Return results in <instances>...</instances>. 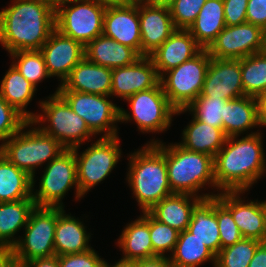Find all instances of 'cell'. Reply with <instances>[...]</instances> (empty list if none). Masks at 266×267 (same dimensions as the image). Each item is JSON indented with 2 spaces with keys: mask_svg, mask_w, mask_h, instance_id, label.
Wrapping results in <instances>:
<instances>
[{
  "mask_svg": "<svg viewBox=\"0 0 266 267\" xmlns=\"http://www.w3.org/2000/svg\"><path fill=\"white\" fill-rule=\"evenodd\" d=\"M237 137H227L214 157V177L220 192L249 190L266 172L260 132H251L241 139Z\"/></svg>",
  "mask_w": 266,
  "mask_h": 267,
  "instance_id": "obj_1",
  "label": "cell"
},
{
  "mask_svg": "<svg viewBox=\"0 0 266 267\" xmlns=\"http://www.w3.org/2000/svg\"><path fill=\"white\" fill-rule=\"evenodd\" d=\"M55 29V10L40 0H14L0 11V44L9 53L40 50Z\"/></svg>",
  "mask_w": 266,
  "mask_h": 267,
  "instance_id": "obj_2",
  "label": "cell"
},
{
  "mask_svg": "<svg viewBox=\"0 0 266 267\" xmlns=\"http://www.w3.org/2000/svg\"><path fill=\"white\" fill-rule=\"evenodd\" d=\"M151 141L128 159L127 181L142 212H148L173 194L167 175L166 145L159 140Z\"/></svg>",
  "mask_w": 266,
  "mask_h": 267,
  "instance_id": "obj_3",
  "label": "cell"
},
{
  "mask_svg": "<svg viewBox=\"0 0 266 267\" xmlns=\"http://www.w3.org/2000/svg\"><path fill=\"white\" fill-rule=\"evenodd\" d=\"M166 167L173 193L199 196L202 199L216 196L213 193L197 195L207 184L216 188L214 157L190 151L178 143L170 144L166 146Z\"/></svg>",
  "mask_w": 266,
  "mask_h": 267,
  "instance_id": "obj_4",
  "label": "cell"
},
{
  "mask_svg": "<svg viewBox=\"0 0 266 267\" xmlns=\"http://www.w3.org/2000/svg\"><path fill=\"white\" fill-rule=\"evenodd\" d=\"M33 123L28 121L20 131L0 145V153L20 170L32 177L35 182V169L43 163L48 164L57 158L66 148L54 137L44 133L38 127L23 132Z\"/></svg>",
  "mask_w": 266,
  "mask_h": 267,
  "instance_id": "obj_5",
  "label": "cell"
},
{
  "mask_svg": "<svg viewBox=\"0 0 266 267\" xmlns=\"http://www.w3.org/2000/svg\"><path fill=\"white\" fill-rule=\"evenodd\" d=\"M48 98V101L40 102V109L45 115L36 114L30 120L34 125L43 121L50 123L46 127L38 126L41 131L57 139L66 149L80 147V144L95 135L57 90Z\"/></svg>",
  "mask_w": 266,
  "mask_h": 267,
  "instance_id": "obj_6",
  "label": "cell"
},
{
  "mask_svg": "<svg viewBox=\"0 0 266 267\" xmlns=\"http://www.w3.org/2000/svg\"><path fill=\"white\" fill-rule=\"evenodd\" d=\"M210 60L207 49H202L160 77L163 91L176 111L186 109L201 94Z\"/></svg>",
  "mask_w": 266,
  "mask_h": 267,
  "instance_id": "obj_7",
  "label": "cell"
},
{
  "mask_svg": "<svg viewBox=\"0 0 266 267\" xmlns=\"http://www.w3.org/2000/svg\"><path fill=\"white\" fill-rule=\"evenodd\" d=\"M69 3H74L70 7ZM55 10V29L84 47L103 33L106 3L98 0H71Z\"/></svg>",
  "mask_w": 266,
  "mask_h": 267,
  "instance_id": "obj_8",
  "label": "cell"
},
{
  "mask_svg": "<svg viewBox=\"0 0 266 267\" xmlns=\"http://www.w3.org/2000/svg\"><path fill=\"white\" fill-rule=\"evenodd\" d=\"M58 207H37L31 211L24 238L13 246L14 262L23 263L55 255L54 235Z\"/></svg>",
  "mask_w": 266,
  "mask_h": 267,
  "instance_id": "obj_9",
  "label": "cell"
},
{
  "mask_svg": "<svg viewBox=\"0 0 266 267\" xmlns=\"http://www.w3.org/2000/svg\"><path fill=\"white\" fill-rule=\"evenodd\" d=\"M119 143L118 136L101 137L80 155L79 147L72 149L77 164L78 190L82 197L103 181L119 162L122 155Z\"/></svg>",
  "mask_w": 266,
  "mask_h": 267,
  "instance_id": "obj_10",
  "label": "cell"
},
{
  "mask_svg": "<svg viewBox=\"0 0 266 267\" xmlns=\"http://www.w3.org/2000/svg\"><path fill=\"white\" fill-rule=\"evenodd\" d=\"M130 112L120 108V122L134 120L141 132H163L171 124L176 110L170 105L161 83L156 87L140 91L126 99Z\"/></svg>",
  "mask_w": 266,
  "mask_h": 267,
  "instance_id": "obj_11",
  "label": "cell"
},
{
  "mask_svg": "<svg viewBox=\"0 0 266 267\" xmlns=\"http://www.w3.org/2000/svg\"><path fill=\"white\" fill-rule=\"evenodd\" d=\"M39 184V189L32 192V198L37 207L63 208L62 199L66 192L74 186L76 187L75 198H82L78 190L77 164L74 151L66 149L47 164Z\"/></svg>",
  "mask_w": 266,
  "mask_h": 267,
  "instance_id": "obj_12",
  "label": "cell"
},
{
  "mask_svg": "<svg viewBox=\"0 0 266 267\" xmlns=\"http://www.w3.org/2000/svg\"><path fill=\"white\" fill-rule=\"evenodd\" d=\"M94 133H104L101 137H116L120 122V107L105 95L81 93L77 91H57Z\"/></svg>",
  "mask_w": 266,
  "mask_h": 267,
  "instance_id": "obj_13",
  "label": "cell"
},
{
  "mask_svg": "<svg viewBox=\"0 0 266 267\" xmlns=\"http://www.w3.org/2000/svg\"><path fill=\"white\" fill-rule=\"evenodd\" d=\"M266 50V31L249 22L225 26L207 48L216 59H241Z\"/></svg>",
  "mask_w": 266,
  "mask_h": 267,
  "instance_id": "obj_14",
  "label": "cell"
},
{
  "mask_svg": "<svg viewBox=\"0 0 266 267\" xmlns=\"http://www.w3.org/2000/svg\"><path fill=\"white\" fill-rule=\"evenodd\" d=\"M102 34L131 47L141 56L138 0L128 4H107Z\"/></svg>",
  "mask_w": 266,
  "mask_h": 267,
  "instance_id": "obj_15",
  "label": "cell"
},
{
  "mask_svg": "<svg viewBox=\"0 0 266 267\" xmlns=\"http://www.w3.org/2000/svg\"><path fill=\"white\" fill-rule=\"evenodd\" d=\"M141 56H150L176 30L169 6L138 0Z\"/></svg>",
  "mask_w": 266,
  "mask_h": 267,
  "instance_id": "obj_16",
  "label": "cell"
},
{
  "mask_svg": "<svg viewBox=\"0 0 266 267\" xmlns=\"http://www.w3.org/2000/svg\"><path fill=\"white\" fill-rule=\"evenodd\" d=\"M85 47L71 37L54 29L41 47L46 69L50 77L57 76L61 84L69 77L72 69L85 57Z\"/></svg>",
  "mask_w": 266,
  "mask_h": 267,
  "instance_id": "obj_17",
  "label": "cell"
},
{
  "mask_svg": "<svg viewBox=\"0 0 266 267\" xmlns=\"http://www.w3.org/2000/svg\"><path fill=\"white\" fill-rule=\"evenodd\" d=\"M201 95L227 101L246 96L241 79V59L211 57Z\"/></svg>",
  "mask_w": 266,
  "mask_h": 267,
  "instance_id": "obj_18",
  "label": "cell"
},
{
  "mask_svg": "<svg viewBox=\"0 0 266 267\" xmlns=\"http://www.w3.org/2000/svg\"><path fill=\"white\" fill-rule=\"evenodd\" d=\"M111 95L128 99L137 92L156 87L160 77L150 56H141L133 64L112 69Z\"/></svg>",
  "mask_w": 266,
  "mask_h": 267,
  "instance_id": "obj_19",
  "label": "cell"
},
{
  "mask_svg": "<svg viewBox=\"0 0 266 267\" xmlns=\"http://www.w3.org/2000/svg\"><path fill=\"white\" fill-rule=\"evenodd\" d=\"M245 191H223L216 198L231 212L243 238L266 242V224L261 202L244 203L240 194Z\"/></svg>",
  "mask_w": 266,
  "mask_h": 267,
  "instance_id": "obj_20",
  "label": "cell"
},
{
  "mask_svg": "<svg viewBox=\"0 0 266 267\" xmlns=\"http://www.w3.org/2000/svg\"><path fill=\"white\" fill-rule=\"evenodd\" d=\"M203 48L187 29H176L151 55L159 77L193 58Z\"/></svg>",
  "mask_w": 266,
  "mask_h": 267,
  "instance_id": "obj_21",
  "label": "cell"
},
{
  "mask_svg": "<svg viewBox=\"0 0 266 267\" xmlns=\"http://www.w3.org/2000/svg\"><path fill=\"white\" fill-rule=\"evenodd\" d=\"M112 69L88 61L85 57L72 69L57 91H77L110 96Z\"/></svg>",
  "mask_w": 266,
  "mask_h": 267,
  "instance_id": "obj_22",
  "label": "cell"
},
{
  "mask_svg": "<svg viewBox=\"0 0 266 267\" xmlns=\"http://www.w3.org/2000/svg\"><path fill=\"white\" fill-rule=\"evenodd\" d=\"M201 200L199 196L173 193L154 205L148 213L160 223L182 232L189 226L192 211Z\"/></svg>",
  "mask_w": 266,
  "mask_h": 267,
  "instance_id": "obj_23",
  "label": "cell"
},
{
  "mask_svg": "<svg viewBox=\"0 0 266 267\" xmlns=\"http://www.w3.org/2000/svg\"><path fill=\"white\" fill-rule=\"evenodd\" d=\"M84 51L88 61L110 69L131 65L141 57L131 47L103 34L90 41Z\"/></svg>",
  "mask_w": 266,
  "mask_h": 267,
  "instance_id": "obj_24",
  "label": "cell"
},
{
  "mask_svg": "<svg viewBox=\"0 0 266 267\" xmlns=\"http://www.w3.org/2000/svg\"><path fill=\"white\" fill-rule=\"evenodd\" d=\"M90 233L86 232L83 222L65 214L64 207H58V219L55 227V255L83 253L92 247L88 245Z\"/></svg>",
  "mask_w": 266,
  "mask_h": 267,
  "instance_id": "obj_25",
  "label": "cell"
},
{
  "mask_svg": "<svg viewBox=\"0 0 266 267\" xmlns=\"http://www.w3.org/2000/svg\"><path fill=\"white\" fill-rule=\"evenodd\" d=\"M223 131L227 137L260 126L259 100L253 96H241L227 101L224 105Z\"/></svg>",
  "mask_w": 266,
  "mask_h": 267,
  "instance_id": "obj_26",
  "label": "cell"
},
{
  "mask_svg": "<svg viewBox=\"0 0 266 267\" xmlns=\"http://www.w3.org/2000/svg\"><path fill=\"white\" fill-rule=\"evenodd\" d=\"M187 230L215 255L219 253L221 243L216 217V197L202 199L195 206Z\"/></svg>",
  "mask_w": 266,
  "mask_h": 267,
  "instance_id": "obj_27",
  "label": "cell"
},
{
  "mask_svg": "<svg viewBox=\"0 0 266 267\" xmlns=\"http://www.w3.org/2000/svg\"><path fill=\"white\" fill-rule=\"evenodd\" d=\"M127 224L118 239V246L122 249L125 260H137L158 256L153 251L149 232V213Z\"/></svg>",
  "mask_w": 266,
  "mask_h": 267,
  "instance_id": "obj_28",
  "label": "cell"
},
{
  "mask_svg": "<svg viewBox=\"0 0 266 267\" xmlns=\"http://www.w3.org/2000/svg\"><path fill=\"white\" fill-rule=\"evenodd\" d=\"M183 141L180 146L215 157L224 146L227 139L221 128L213 127L197 120L194 116L189 125L183 130Z\"/></svg>",
  "mask_w": 266,
  "mask_h": 267,
  "instance_id": "obj_29",
  "label": "cell"
},
{
  "mask_svg": "<svg viewBox=\"0 0 266 267\" xmlns=\"http://www.w3.org/2000/svg\"><path fill=\"white\" fill-rule=\"evenodd\" d=\"M225 26L223 0H207L187 30L203 49H207Z\"/></svg>",
  "mask_w": 266,
  "mask_h": 267,
  "instance_id": "obj_30",
  "label": "cell"
},
{
  "mask_svg": "<svg viewBox=\"0 0 266 267\" xmlns=\"http://www.w3.org/2000/svg\"><path fill=\"white\" fill-rule=\"evenodd\" d=\"M32 177L0 153V203L32 198Z\"/></svg>",
  "mask_w": 266,
  "mask_h": 267,
  "instance_id": "obj_31",
  "label": "cell"
},
{
  "mask_svg": "<svg viewBox=\"0 0 266 267\" xmlns=\"http://www.w3.org/2000/svg\"><path fill=\"white\" fill-rule=\"evenodd\" d=\"M37 88L29 82L13 65L6 72L0 85V95L3 99L29 121L35 116L34 113L26 110V106L32 101Z\"/></svg>",
  "mask_w": 266,
  "mask_h": 267,
  "instance_id": "obj_32",
  "label": "cell"
},
{
  "mask_svg": "<svg viewBox=\"0 0 266 267\" xmlns=\"http://www.w3.org/2000/svg\"><path fill=\"white\" fill-rule=\"evenodd\" d=\"M35 208L33 198L0 203V243L13 247L17 240L13 236L25 227L31 211Z\"/></svg>",
  "mask_w": 266,
  "mask_h": 267,
  "instance_id": "obj_33",
  "label": "cell"
},
{
  "mask_svg": "<svg viewBox=\"0 0 266 267\" xmlns=\"http://www.w3.org/2000/svg\"><path fill=\"white\" fill-rule=\"evenodd\" d=\"M170 261L173 267H198L206 261L216 264V255L187 229L180 232Z\"/></svg>",
  "mask_w": 266,
  "mask_h": 267,
  "instance_id": "obj_34",
  "label": "cell"
},
{
  "mask_svg": "<svg viewBox=\"0 0 266 267\" xmlns=\"http://www.w3.org/2000/svg\"><path fill=\"white\" fill-rule=\"evenodd\" d=\"M241 79L246 96L266 93V50L241 58Z\"/></svg>",
  "mask_w": 266,
  "mask_h": 267,
  "instance_id": "obj_35",
  "label": "cell"
},
{
  "mask_svg": "<svg viewBox=\"0 0 266 267\" xmlns=\"http://www.w3.org/2000/svg\"><path fill=\"white\" fill-rule=\"evenodd\" d=\"M226 102L221 97L208 98L200 94L186 109L178 110L175 114L189 111L197 120L223 130L222 117Z\"/></svg>",
  "mask_w": 266,
  "mask_h": 267,
  "instance_id": "obj_36",
  "label": "cell"
},
{
  "mask_svg": "<svg viewBox=\"0 0 266 267\" xmlns=\"http://www.w3.org/2000/svg\"><path fill=\"white\" fill-rule=\"evenodd\" d=\"M10 55L15 60L12 65L35 87L42 79L50 77L40 50L15 51Z\"/></svg>",
  "mask_w": 266,
  "mask_h": 267,
  "instance_id": "obj_37",
  "label": "cell"
},
{
  "mask_svg": "<svg viewBox=\"0 0 266 267\" xmlns=\"http://www.w3.org/2000/svg\"><path fill=\"white\" fill-rule=\"evenodd\" d=\"M261 241L242 238L232 246L223 248L216 255L215 267H248Z\"/></svg>",
  "mask_w": 266,
  "mask_h": 267,
  "instance_id": "obj_38",
  "label": "cell"
},
{
  "mask_svg": "<svg viewBox=\"0 0 266 267\" xmlns=\"http://www.w3.org/2000/svg\"><path fill=\"white\" fill-rule=\"evenodd\" d=\"M149 232L153 251L158 256L175 249L180 232L166 224L160 223L149 214Z\"/></svg>",
  "mask_w": 266,
  "mask_h": 267,
  "instance_id": "obj_39",
  "label": "cell"
},
{
  "mask_svg": "<svg viewBox=\"0 0 266 267\" xmlns=\"http://www.w3.org/2000/svg\"><path fill=\"white\" fill-rule=\"evenodd\" d=\"M207 0H175L170 6V13L176 29H188L197 18Z\"/></svg>",
  "mask_w": 266,
  "mask_h": 267,
  "instance_id": "obj_40",
  "label": "cell"
},
{
  "mask_svg": "<svg viewBox=\"0 0 266 267\" xmlns=\"http://www.w3.org/2000/svg\"><path fill=\"white\" fill-rule=\"evenodd\" d=\"M29 120L0 95V141L5 142Z\"/></svg>",
  "mask_w": 266,
  "mask_h": 267,
  "instance_id": "obj_41",
  "label": "cell"
},
{
  "mask_svg": "<svg viewBox=\"0 0 266 267\" xmlns=\"http://www.w3.org/2000/svg\"><path fill=\"white\" fill-rule=\"evenodd\" d=\"M216 217L218 220L221 249L232 246L243 238L233 220L231 212L217 198Z\"/></svg>",
  "mask_w": 266,
  "mask_h": 267,
  "instance_id": "obj_42",
  "label": "cell"
},
{
  "mask_svg": "<svg viewBox=\"0 0 266 267\" xmlns=\"http://www.w3.org/2000/svg\"><path fill=\"white\" fill-rule=\"evenodd\" d=\"M103 263L104 259L94 249L59 256V267H103Z\"/></svg>",
  "mask_w": 266,
  "mask_h": 267,
  "instance_id": "obj_43",
  "label": "cell"
},
{
  "mask_svg": "<svg viewBox=\"0 0 266 267\" xmlns=\"http://www.w3.org/2000/svg\"><path fill=\"white\" fill-rule=\"evenodd\" d=\"M226 26L247 22L246 10L248 0H223Z\"/></svg>",
  "mask_w": 266,
  "mask_h": 267,
  "instance_id": "obj_44",
  "label": "cell"
},
{
  "mask_svg": "<svg viewBox=\"0 0 266 267\" xmlns=\"http://www.w3.org/2000/svg\"><path fill=\"white\" fill-rule=\"evenodd\" d=\"M246 18L250 24L266 31V0H248Z\"/></svg>",
  "mask_w": 266,
  "mask_h": 267,
  "instance_id": "obj_45",
  "label": "cell"
},
{
  "mask_svg": "<svg viewBox=\"0 0 266 267\" xmlns=\"http://www.w3.org/2000/svg\"><path fill=\"white\" fill-rule=\"evenodd\" d=\"M16 267H59V256L36 258L23 263H15Z\"/></svg>",
  "mask_w": 266,
  "mask_h": 267,
  "instance_id": "obj_46",
  "label": "cell"
},
{
  "mask_svg": "<svg viewBox=\"0 0 266 267\" xmlns=\"http://www.w3.org/2000/svg\"><path fill=\"white\" fill-rule=\"evenodd\" d=\"M136 267H173L170 258L164 256H155L135 260Z\"/></svg>",
  "mask_w": 266,
  "mask_h": 267,
  "instance_id": "obj_47",
  "label": "cell"
},
{
  "mask_svg": "<svg viewBox=\"0 0 266 267\" xmlns=\"http://www.w3.org/2000/svg\"><path fill=\"white\" fill-rule=\"evenodd\" d=\"M0 267H16L13 247L0 243Z\"/></svg>",
  "mask_w": 266,
  "mask_h": 267,
  "instance_id": "obj_48",
  "label": "cell"
},
{
  "mask_svg": "<svg viewBox=\"0 0 266 267\" xmlns=\"http://www.w3.org/2000/svg\"><path fill=\"white\" fill-rule=\"evenodd\" d=\"M248 267H266V242H261Z\"/></svg>",
  "mask_w": 266,
  "mask_h": 267,
  "instance_id": "obj_49",
  "label": "cell"
},
{
  "mask_svg": "<svg viewBox=\"0 0 266 267\" xmlns=\"http://www.w3.org/2000/svg\"><path fill=\"white\" fill-rule=\"evenodd\" d=\"M259 122L260 126H266V93L262 94L259 98Z\"/></svg>",
  "mask_w": 266,
  "mask_h": 267,
  "instance_id": "obj_50",
  "label": "cell"
},
{
  "mask_svg": "<svg viewBox=\"0 0 266 267\" xmlns=\"http://www.w3.org/2000/svg\"><path fill=\"white\" fill-rule=\"evenodd\" d=\"M108 264L109 263H107L104 260L103 267H136L135 260L121 259L118 262H116V264H113L112 266Z\"/></svg>",
  "mask_w": 266,
  "mask_h": 267,
  "instance_id": "obj_51",
  "label": "cell"
},
{
  "mask_svg": "<svg viewBox=\"0 0 266 267\" xmlns=\"http://www.w3.org/2000/svg\"><path fill=\"white\" fill-rule=\"evenodd\" d=\"M40 1H42L45 4H48L51 8L56 10L58 7L67 4L71 0H40Z\"/></svg>",
  "mask_w": 266,
  "mask_h": 267,
  "instance_id": "obj_52",
  "label": "cell"
},
{
  "mask_svg": "<svg viewBox=\"0 0 266 267\" xmlns=\"http://www.w3.org/2000/svg\"><path fill=\"white\" fill-rule=\"evenodd\" d=\"M98 1L106 3V4H128L136 0H98Z\"/></svg>",
  "mask_w": 266,
  "mask_h": 267,
  "instance_id": "obj_53",
  "label": "cell"
},
{
  "mask_svg": "<svg viewBox=\"0 0 266 267\" xmlns=\"http://www.w3.org/2000/svg\"><path fill=\"white\" fill-rule=\"evenodd\" d=\"M150 3L162 6H170L175 0H146Z\"/></svg>",
  "mask_w": 266,
  "mask_h": 267,
  "instance_id": "obj_54",
  "label": "cell"
},
{
  "mask_svg": "<svg viewBox=\"0 0 266 267\" xmlns=\"http://www.w3.org/2000/svg\"><path fill=\"white\" fill-rule=\"evenodd\" d=\"M262 209L264 212L265 224H266V201H261Z\"/></svg>",
  "mask_w": 266,
  "mask_h": 267,
  "instance_id": "obj_55",
  "label": "cell"
}]
</instances>
